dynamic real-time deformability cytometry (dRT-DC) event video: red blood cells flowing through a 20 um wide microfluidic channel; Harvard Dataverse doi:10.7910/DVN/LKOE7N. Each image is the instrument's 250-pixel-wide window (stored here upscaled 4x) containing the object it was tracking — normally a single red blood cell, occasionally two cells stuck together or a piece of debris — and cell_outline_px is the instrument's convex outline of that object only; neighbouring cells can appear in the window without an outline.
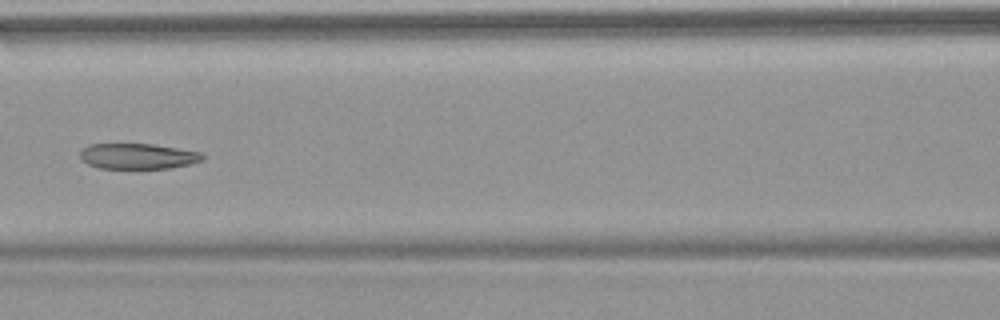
{"species": "common noctule bat (a hibernating species)", "species_latin": "Nyctalus noctula", "temperature_condition": "warm", "stored_images_in_passage": 6, "camera_frame_rate_fps": 3000, "um_per_image_px": 0.085, "animal": {"sex": "female", "body_mass_g": 18.4}, "frame": {"image": 1, "passage_image": 6, "time_ms": 6.333, "image_size_px": [1000, 320], "cell_outline_px": [[204, 160], [192, 164], [168, 168], [100, 168], [88, 164], [80, 160], [80, 152], [88, 144], [152, 144], [204, 152]], "centroid_in_image_um": [11.75, 13.27], "position_along_channel_um": 154.8, "area_um2": 18.38}}